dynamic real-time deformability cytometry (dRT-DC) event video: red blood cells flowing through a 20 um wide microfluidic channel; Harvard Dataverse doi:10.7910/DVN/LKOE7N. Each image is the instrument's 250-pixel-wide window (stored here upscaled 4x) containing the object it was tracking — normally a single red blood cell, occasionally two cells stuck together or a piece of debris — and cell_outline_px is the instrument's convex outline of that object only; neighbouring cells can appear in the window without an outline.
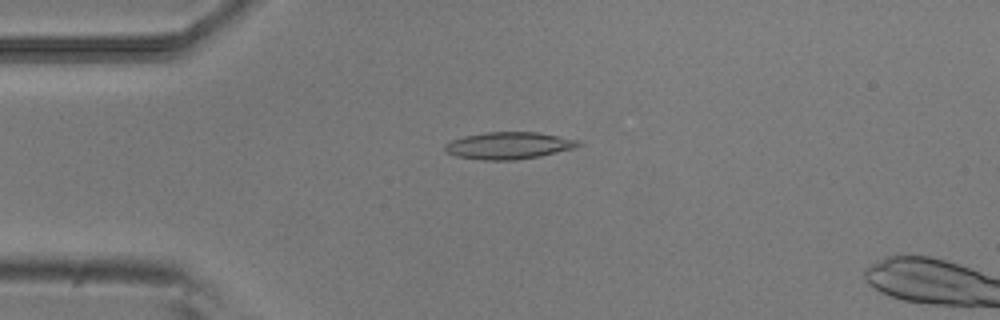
{"species": "common noctule bat (a hibernating species)", "species_latin": "Nyctalus noctula", "temperature_condition": "room temperature", "stored_images_in_passage": 13, "camera_frame_rate_fps": 3000, "um_per_image_px": 0.085, "animal": {"sex": "male", "body_mass_g": 20.5, "forearm_length_mm": 52.5}, "frame": {"image": 1, "passage_image": 10, "time_ms": 3.0, "image_size_px": [1000, 320], "cell_outline_px": [[584, 144], [576, 148], [540, 156], [516, 160], [480, 160], [456, 156], [448, 152], [444, 148], [444, 144], [452, 140], [464, 136], [484, 132], [536, 132], [576, 140]], "centroid_in_image_um": [43.23, 12.38], "position_along_channel_um": 41.8, "area_um2": 20.98}}